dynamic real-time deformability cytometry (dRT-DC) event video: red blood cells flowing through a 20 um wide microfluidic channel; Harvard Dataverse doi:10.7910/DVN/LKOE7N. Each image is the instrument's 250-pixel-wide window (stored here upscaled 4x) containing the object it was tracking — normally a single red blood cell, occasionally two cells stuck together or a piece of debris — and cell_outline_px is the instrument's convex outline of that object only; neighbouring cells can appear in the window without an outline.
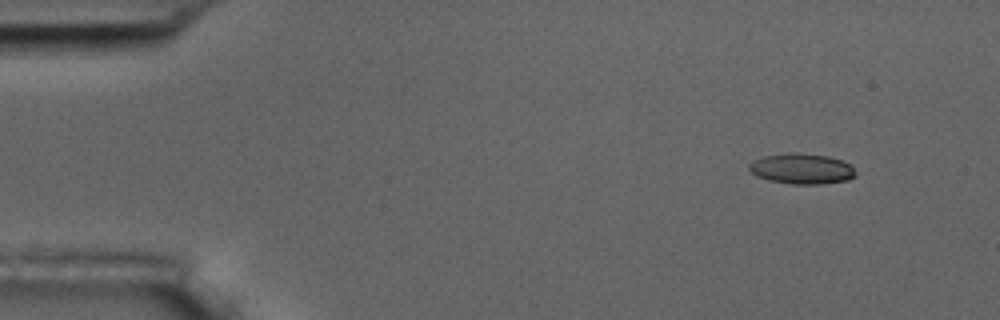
{"species": "common noctule bat (a hibernating species)", "species_latin": "Nyctalus noctula", "temperature_condition": "room temperature", "stored_images_in_passage": 4, "camera_frame_rate_fps": 3000, "um_per_image_px": 0.085, "animal": {"sex": "male", "body_mass_g": 17.5, "forearm_length_mm": 52.3}, "frame": {"image": 1, "passage_image": 1, "time_ms": 0.0, "image_size_px": [1000, 320], "cell_outline_px": [[856, 176], [848, 180], [820, 184], [792, 184], [768, 180], [756, 176], [748, 168], [748, 164], [752, 160], [764, 156], [788, 152], [796, 152], [828, 156], [852, 164], [856, 172]], "centroid_in_image_um": [68.15, 14.34], "position_along_channel_um": 16.9, "area_um2": 19.19}}
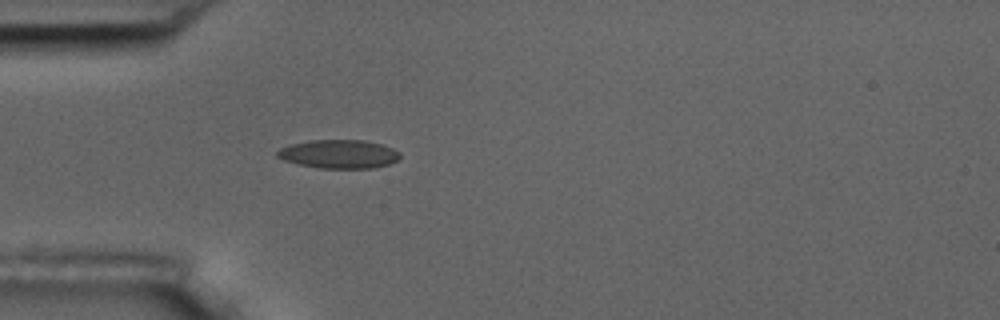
{"frame": {"image": 2, "passage_image": 4, "time_ms": 3.667, "image_size_px": [1000, 320], "cell_outline_px": [[400, 156], [396, 160], [388, 164], [372, 168], [320, 168], [300, 164], [284, 160], [276, 156], [276, 152], [280, 148], [292, 144], [308, 140], [364, 140], [380, 144], [392, 148], [400, 152]], "centroid_in_image_um": [28.79, 13.09], "position_along_channel_um": 56.2, "area_um2": 20.29}}